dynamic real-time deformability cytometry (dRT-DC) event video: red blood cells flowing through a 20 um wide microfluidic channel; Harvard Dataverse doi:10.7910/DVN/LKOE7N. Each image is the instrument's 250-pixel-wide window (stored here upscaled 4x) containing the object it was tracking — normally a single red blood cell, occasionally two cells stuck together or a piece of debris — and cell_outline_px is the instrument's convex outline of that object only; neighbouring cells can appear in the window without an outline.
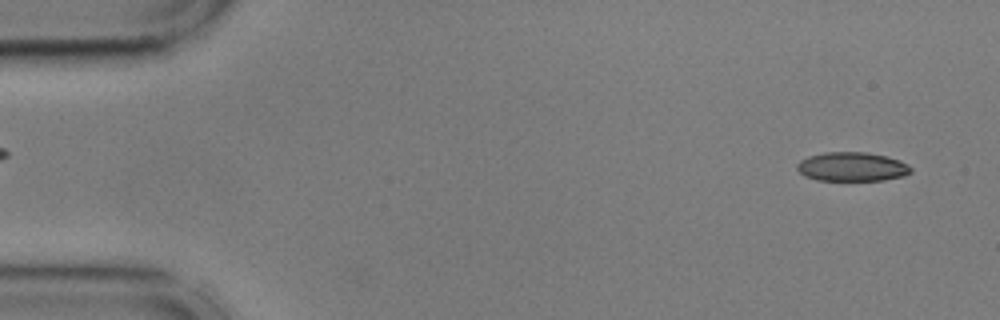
{"species": "common noctule bat (a hibernating species)", "species_latin": "Nyctalus noctula", "temperature_condition": "cold", "stored_images_in_passage": 12, "camera_frame_rate_fps": 3000, "um_per_image_px": 0.085, "animal": {"sex": "male", "body_mass_g": 17.9, "forearm_length_mm": 54.2}, "frame": {"image": 1, "passage_image": 3, "time_ms": 0.667, "image_size_px": [1000, 320], "cell_outline_px": [[912, 172], [904, 176], [884, 180], [816, 180], [804, 176], [796, 168], [796, 164], [800, 160], [808, 156], [824, 152], [864, 152], [888, 156], [900, 160], [908, 164], [912, 168]], "centroid_in_image_um": [72.43, 14.17], "position_along_channel_um": 12.6, "area_um2": 19.48}}